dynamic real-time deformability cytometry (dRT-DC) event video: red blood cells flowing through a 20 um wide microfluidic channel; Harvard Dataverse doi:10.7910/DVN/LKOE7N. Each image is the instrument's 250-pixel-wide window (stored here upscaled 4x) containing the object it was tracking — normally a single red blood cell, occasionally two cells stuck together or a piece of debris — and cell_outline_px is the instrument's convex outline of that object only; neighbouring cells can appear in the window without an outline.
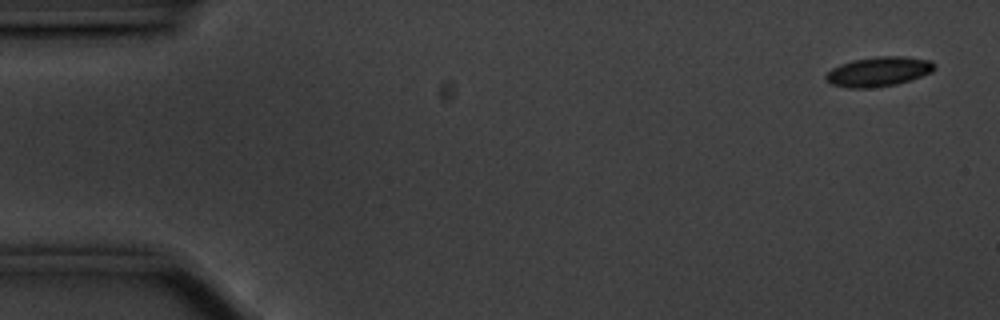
{"species": "common noctule bat (a hibernating species)", "species_latin": "Nyctalus noctula", "temperature_condition": "cold", "stored_images_in_passage": 18, "camera_frame_rate_fps": 3000, "um_per_image_px": 0.085, "animal": {"sex": "male", "body_mass_g": 20.1, "forearm_length_mm": 53.5}, "frame": {"image": 1, "passage_image": 3, "time_ms": 0.667, "image_size_px": [1000, 320], "cell_outline_px": [[936, 68], [932, 72], [896, 84], [868, 88], [848, 88], [832, 84], [824, 80], [824, 76], [832, 68], [840, 64], [852, 60], [880, 56], [904, 56], [932, 60], [936, 64]], "centroid_in_image_um": [74.67, 6.07], "position_along_channel_um": 10.3, "area_um2": 18.79}}
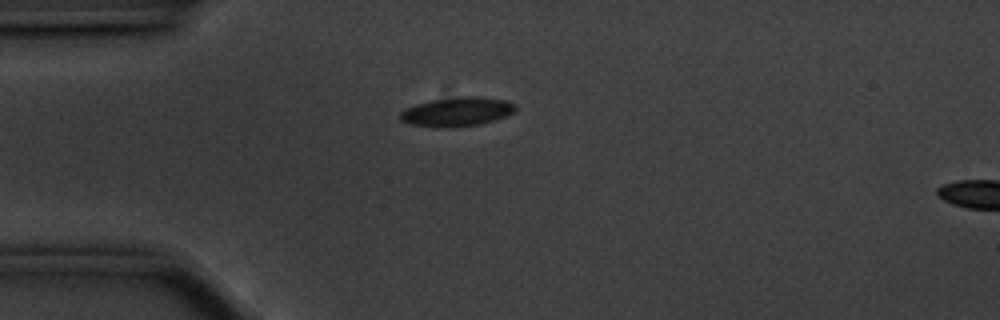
{"frame": {"image": 2, "passage_image": 15, "time_ms": 4.667, "image_size_px": [1000, 320], "cell_outline_px": [[516, 108], [512, 112], [496, 120], [480, 124], [452, 128], [436, 128], [408, 124], [400, 120], [400, 112], [404, 108], [416, 104], [432, 100], [460, 96], [476, 96], [508, 100], [516, 104]], "centroid_in_image_um": [38.82, 9.51], "position_along_channel_um": 46.2, "area_um2": 19.88}}